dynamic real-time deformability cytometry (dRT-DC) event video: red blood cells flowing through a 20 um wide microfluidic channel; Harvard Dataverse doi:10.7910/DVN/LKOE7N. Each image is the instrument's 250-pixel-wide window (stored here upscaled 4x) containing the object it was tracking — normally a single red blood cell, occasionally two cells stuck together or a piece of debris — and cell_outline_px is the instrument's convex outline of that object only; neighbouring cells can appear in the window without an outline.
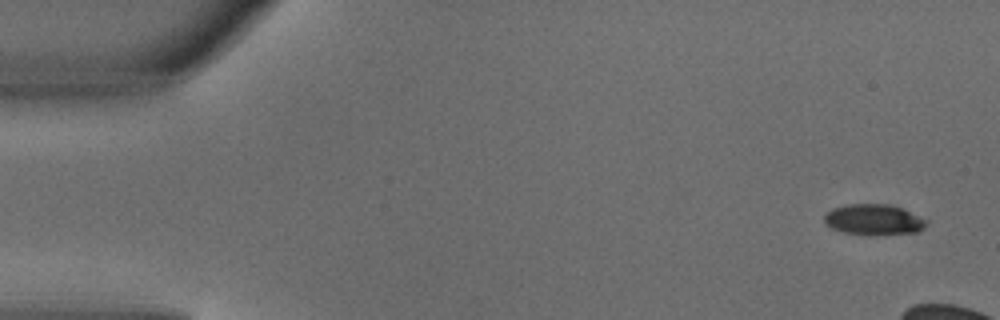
{"species": "common noctule bat (a hibernating species)", "species_latin": "Nyctalus noctula", "temperature_condition": "warm", "stored_images_in_passage": 4, "camera_frame_rate_fps": 3000, "um_per_image_px": 0.085, "animal": {"sex": "male", "body_mass_g": 18.8}, "frame": {"image": 1, "passage_image": 1, "time_ms": 0.0, "image_size_px": [1000, 320], "cell_outline_px": [[928, 224], [924, 228], [916, 232], [876, 236], [844, 232], [832, 228], [824, 224], [824, 216], [832, 208], [848, 204], [888, 204], [900, 208], [928, 220]], "centroid_in_image_um": [74.27, 18.68], "position_along_channel_um": 10.7, "area_um2": 18.38}}